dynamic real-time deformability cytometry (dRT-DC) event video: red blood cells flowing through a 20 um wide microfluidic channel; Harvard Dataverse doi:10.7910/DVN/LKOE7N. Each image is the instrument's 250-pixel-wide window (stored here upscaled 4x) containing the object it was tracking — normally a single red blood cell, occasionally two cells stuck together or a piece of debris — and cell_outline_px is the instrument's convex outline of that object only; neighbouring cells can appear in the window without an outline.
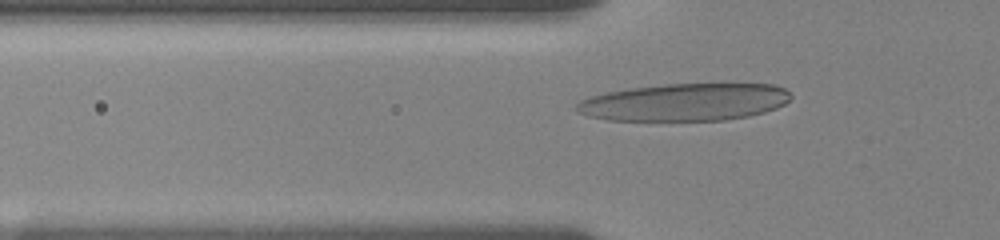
{"species": "human", "species_latin": "Homo sapiens", "temperature_condition": "room temperature", "stored_images_in_passage": 55, "camera_frame_rate_fps": 3000, "um_per_image_px": 0.085, "donor": {"sex": "female"}, "frame": {"image": 1, "passage_image": 18, "time_ms": 5.667, "image_size_px": [1000, 240], "cell_outline_px": [[792, 96], [784, 104], [776, 108], [764, 112], [748, 116], [724, 120], [608, 120], [588, 116], [576, 112], [572, 108], [580, 100], [604, 92], [628, 88], [664, 84], [772, 84], [784, 88]], "centroid_in_image_um": [58.14, 8.68], "position_along_channel_um": 67.7, "area_um2": 46.82}}
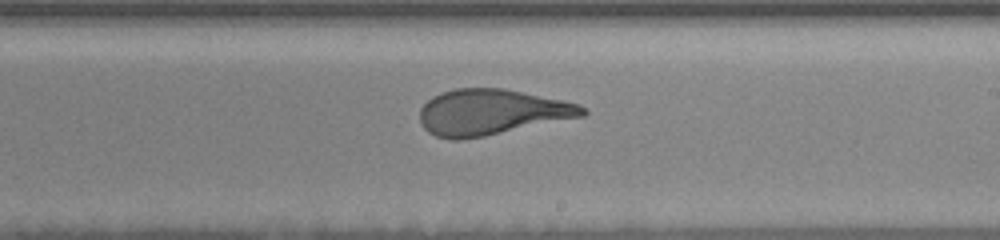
{"frame": {"image": 2, "passage_image": 33, "time_ms": 10.667, "image_size_px": [1000, 240], "cell_outline_px": [[588, 112], [584, 116], [484, 136], [460, 140], [452, 140], [436, 136], [428, 132], [420, 124], [420, 108], [432, 96], [440, 92], [456, 88], [504, 88], [580, 104]], "centroid_in_image_um": [41.74, 9.53], "position_along_channel_um": 247.3, "area_um2": 43.29}}
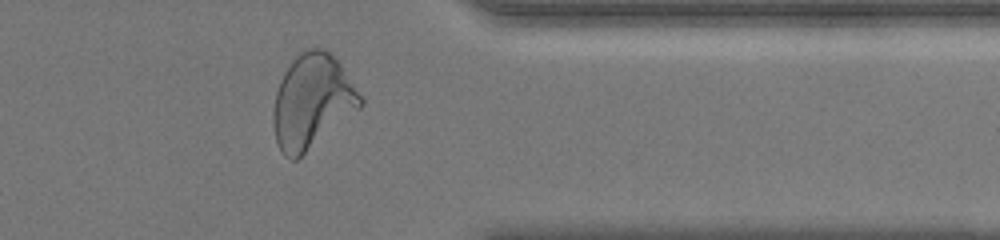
{"frame": {"image": 3, "passage_image": 45, "time_ms": 14.667, "image_size_px": [1000, 240], "cell_outline_px": [[364, 104], [360, 108], [296, 160], [292, 160], [284, 156], [276, 140], [272, 124], [272, 116], [276, 92], [280, 80], [284, 72], [292, 60], [300, 52], [308, 48], [324, 48], [340, 64], [364, 100]], "centroid_in_image_um": [26.51, 8.63], "position_along_channel_um": 384.9, "area_um2": 47.28}, "authors_computed_cell_mechanics": {"area_um2": 43.6968, "velocity_mm_per_s": 3.6081, "shape_relaxation_time_tau1_ms": 5.5039, "shape_relaxation_time_tau2_ms": 1.1849, "deformation_change_tau1": 0.2486, "deformation_change_tau2": 0.1071}}